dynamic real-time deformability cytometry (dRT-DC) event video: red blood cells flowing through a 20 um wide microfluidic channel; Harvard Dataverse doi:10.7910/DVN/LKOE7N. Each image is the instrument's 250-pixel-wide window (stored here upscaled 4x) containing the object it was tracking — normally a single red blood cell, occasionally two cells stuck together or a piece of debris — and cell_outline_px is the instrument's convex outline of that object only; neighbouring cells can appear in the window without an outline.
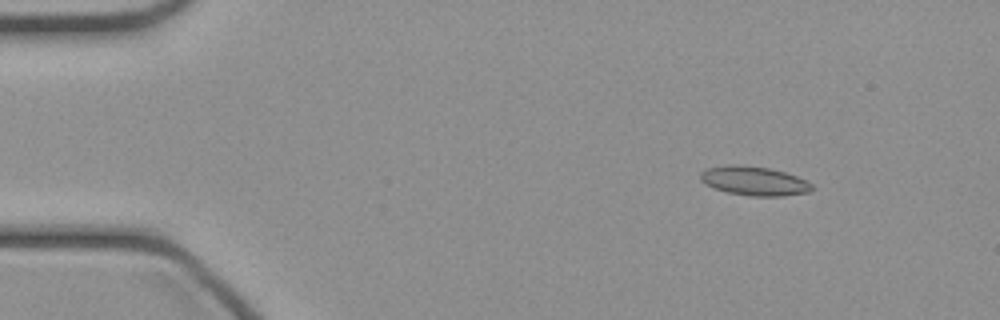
{"species": "common noctule bat (a hibernating species)", "species_latin": "Nyctalus noctula", "temperature_condition": "cold", "stored_images_in_passage": 42, "camera_frame_rate_fps": 3000, "um_per_image_px": 0.085, "animal": {"sex": "female", "body_mass_g": 21.9}, "frame": {"image": 1, "passage_image": 1, "time_ms": 0.0, "image_size_px": [1000, 320], "cell_outline_px": [[812, 188], [808, 192], [784, 196], [752, 196], [728, 192], [716, 188], [700, 180], [700, 172], [708, 168], [728, 164], [736, 164], [768, 168], [784, 172], [796, 176], [812, 184]], "centroid_in_image_um": [64.09, 15.37], "position_along_channel_um": 20.9, "area_um2": 18.61}}
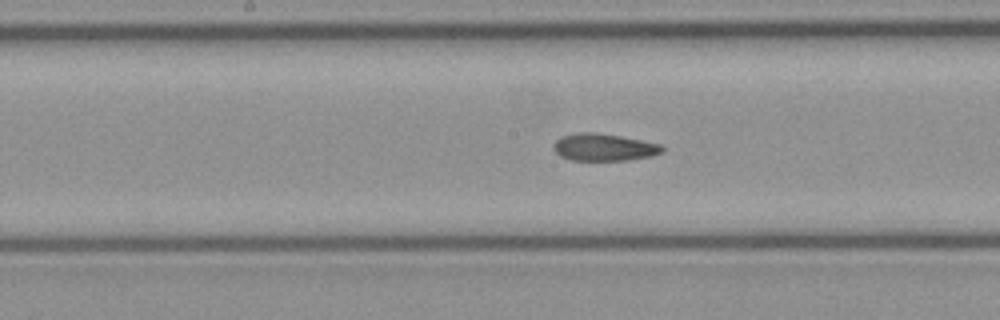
{"frame": {"image": 2, "passage_image": 19, "time_ms": 6.0, "image_size_px": [1000, 320], "cell_outline_px": [[664, 152], [652, 156], [628, 160], [572, 160], [560, 156], [552, 148], [552, 144], [560, 136], [580, 132], [596, 132], [620, 136], [660, 144], [664, 148]], "centroid_in_image_um": [51.31, 12.51], "position_along_channel_um": 196.9, "area_um2": 17.34}}
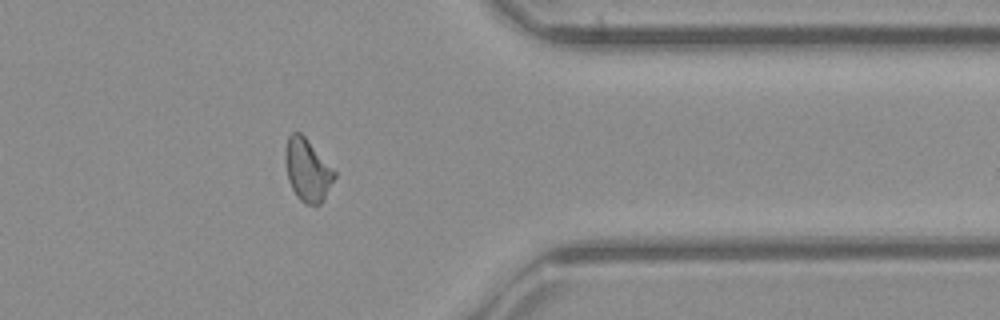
{"frame": {"image": 3, "passage_image": 33, "time_ms": 10.667, "image_size_px": [1000, 320], "cell_outline_px": [[336, 176], [324, 200], [320, 204], [304, 204], [296, 196], [288, 180], [284, 160], [284, 148], [288, 136], [292, 132], [300, 132], [304, 136], [336, 172]], "centroid_in_image_um": [26.11, 14.46], "position_along_channel_um": 385.3, "area_um2": 17.98}}